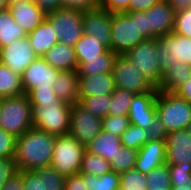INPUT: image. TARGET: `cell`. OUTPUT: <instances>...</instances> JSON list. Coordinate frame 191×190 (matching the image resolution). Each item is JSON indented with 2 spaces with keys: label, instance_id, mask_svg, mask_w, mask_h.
Instances as JSON below:
<instances>
[{
  "label": "cell",
  "instance_id": "cell-1",
  "mask_svg": "<svg viewBox=\"0 0 191 190\" xmlns=\"http://www.w3.org/2000/svg\"><path fill=\"white\" fill-rule=\"evenodd\" d=\"M56 136L31 128L16 137L14 159L19 171H33L50 166Z\"/></svg>",
  "mask_w": 191,
  "mask_h": 190
},
{
  "label": "cell",
  "instance_id": "cell-2",
  "mask_svg": "<svg viewBox=\"0 0 191 190\" xmlns=\"http://www.w3.org/2000/svg\"><path fill=\"white\" fill-rule=\"evenodd\" d=\"M156 118L160 135L184 130L191 121V103L178 97L175 93L158 90Z\"/></svg>",
  "mask_w": 191,
  "mask_h": 190
},
{
  "label": "cell",
  "instance_id": "cell-3",
  "mask_svg": "<svg viewBox=\"0 0 191 190\" xmlns=\"http://www.w3.org/2000/svg\"><path fill=\"white\" fill-rule=\"evenodd\" d=\"M0 127L15 137L32 128V107L28 94L0 98Z\"/></svg>",
  "mask_w": 191,
  "mask_h": 190
},
{
  "label": "cell",
  "instance_id": "cell-4",
  "mask_svg": "<svg viewBox=\"0 0 191 190\" xmlns=\"http://www.w3.org/2000/svg\"><path fill=\"white\" fill-rule=\"evenodd\" d=\"M85 145L69 133L56 136L50 166L67 178L79 174L82 166Z\"/></svg>",
  "mask_w": 191,
  "mask_h": 190
},
{
  "label": "cell",
  "instance_id": "cell-5",
  "mask_svg": "<svg viewBox=\"0 0 191 190\" xmlns=\"http://www.w3.org/2000/svg\"><path fill=\"white\" fill-rule=\"evenodd\" d=\"M32 128L58 136L69 131L72 105L64 101L56 104H31Z\"/></svg>",
  "mask_w": 191,
  "mask_h": 190
},
{
  "label": "cell",
  "instance_id": "cell-6",
  "mask_svg": "<svg viewBox=\"0 0 191 190\" xmlns=\"http://www.w3.org/2000/svg\"><path fill=\"white\" fill-rule=\"evenodd\" d=\"M146 39L138 30L137 11L112 13L110 50L124 55Z\"/></svg>",
  "mask_w": 191,
  "mask_h": 190
},
{
  "label": "cell",
  "instance_id": "cell-7",
  "mask_svg": "<svg viewBox=\"0 0 191 190\" xmlns=\"http://www.w3.org/2000/svg\"><path fill=\"white\" fill-rule=\"evenodd\" d=\"M158 63L162 75L178 61L191 65V38L174 32L157 39Z\"/></svg>",
  "mask_w": 191,
  "mask_h": 190
},
{
  "label": "cell",
  "instance_id": "cell-8",
  "mask_svg": "<svg viewBox=\"0 0 191 190\" xmlns=\"http://www.w3.org/2000/svg\"><path fill=\"white\" fill-rule=\"evenodd\" d=\"M60 43L74 46L83 34V11L80 9L61 8L46 14Z\"/></svg>",
  "mask_w": 191,
  "mask_h": 190
},
{
  "label": "cell",
  "instance_id": "cell-9",
  "mask_svg": "<svg viewBox=\"0 0 191 190\" xmlns=\"http://www.w3.org/2000/svg\"><path fill=\"white\" fill-rule=\"evenodd\" d=\"M132 64L150 80L157 88L161 84L162 73L158 63V48L156 39H146L126 54Z\"/></svg>",
  "mask_w": 191,
  "mask_h": 190
},
{
  "label": "cell",
  "instance_id": "cell-10",
  "mask_svg": "<svg viewBox=\"0 0 191 190\" xmlns=\"http://www.w3.org/2000/svg\"><path fill=\"white\" fill-rule=\"evenodd\" d=\"M115 86L135 94L153 91L156 86L125 55H117L112 68Z\"/></svg>",
  "mask_w": 191,
  "mask_h": 190
},
{
  "label": "cell",
  "instance_id": "cell-11",
  "mask_svg": "<svg viewBox=\"0 0 191 190\" xmlns=\"http://www.w3.org/2000/svg\"><path fill=\"white\" fill-rule=\"evenodd\" d=\"M158 88L153 91L135 94L128 112L130 124L142 127L153 135H158L156 118V98Z\"/></svg>",
  "mask_w": 191,
  "mask_h": 190
},
{
  "label": "cell",
  "instance_id": "cell-12",
  "mask_svg": "<svg viewBox=\"0 0 191 190\" xmlns=\"http://www.w3.org/2000/svg\"><path fill=\"white\" fill-rule=\"evenodd\" d=\"M102 130L101 118L86 111L78 103L72 105L68 133L81 144L87 145Z\"/></svg>",
  "mask_w": 191,
  "mask_h": 190
},
{
  "label": "cell",
  "instance_id": "cell-13",
  "mask_svg": "<svg viewBox=\"0 0 191 190\" xmlns=\"http://www.w3.org/2000/svg\"><path fill=\"white\" fill-rule=\"evenodd\" d=\"M37 57L27 37L0 48V62L20 75Z\"/></svg>",
  "mask_w": 191,
  "mask_h": 190
},
{
  "label": "cell",
  "instance_id": "cell-14",
  "mask_svg": "<svg viewBox=\"0 0 191 190\" xmlns=\"http://www.w3.org/2000/svg\"><path fill=\"white\" fill-rule=\"evenodd\" d=\"M112 13L100 7L83 11V34L95 36L110 50Z\"/></svg>",
  "mask_w": 191,
  "mask_h": 190
},
{
  "label": "cell",
  "instance_id": "cell-15",
  "mask_svg": "<svg viewBox=\"0 0 191 190\" xmlns=\"http://www.w3.org/2000/svg\"><path fill=\"white\" fill-rule=\"evenodd\" d=\"M166 164V143L163 135H153L139 150L135 169L148 174L152 169Z\"/></svg>",
  "mask_w": 191,
  "mask_h": 190
},
{
  "label": "cell",
  "instance_id": "cell-16",
  "mask_svg": "<svg viewBox=\"0 0 191 190\" xmlns=\"http://www.w3.org/2000/svg\"><path fill=\"white\" fill-rule=\"evenodd\" d=\"M59 72L60 70L51 67L43 57H37L21 75L25 94L36 87H52Z\"/></svg>",
  "mask_w": 191,
  "mask_h": 190
},
{
  "label": "cell",
  "instance_id": "cell-17",
  "mask_svg": "<svg viewBox=\"0 0 191 190\" xmlns=\"http://www.w3.org/2000/svg\"><path fill=\"white\" fill-rule=\"evenodd\" d=\"M163 136L166 143V164H191V133L184 129Z\"/></svg>",
  "mask_w": 191,
  "mask_h": 190
},
{
  "label": "cell",
  "instance_id": "cell-18",
  "mask_svg": "<svg viewBox=\"0 0 191 190\" xmlns=\"http://www.w3.org/2000/svg\"><path fill=\"white\" fill-rule=\"evenodd\" d=\"M146 12L149 14L151 39H157L173 32L175 12L166 0H160Z\"/></svg>",
  "mask_w": 191,
  "mask_h": 190
},
{
  "label": "cell",
  "instance_id": "cell-19",
  "mask_svg": "<svg viewBox=\"0 0 191 190\" xmlns=\"http://www.w3.org/2000/svg\"><path fill=\"white\" fill-rule=\"evenodd\" d=\"M9 11L15 22L28 34L39 26L46 14L34 3V1L16 2L9 6Z\"/></svg>",
  "mask_w": 191,
  "mask_h": 190
},
{
  "label": "cell",
  "instance_id": "cell-20",
  "mask_svg": "<svg viewBox=\"0 0 191 190\" xmlns=\"http://www.w3.org/2000/svg\"><path fill=\"white\" fill-rule=\"evenodd\" d=\"M115 88L112 72L79 77L78 97L110 95Z\"/></svg>",
  "mask_w": 191,
  "mask_h": 190
},
{
  "label": "cell",
  "instance_id": "cell-21",
  "mask_svg": "<svg viewBox=\"0 0 191 190\" xmlns=\"http://www.w3.org/2000/svg\"><path fill=\"white\" fill-rule=\"evenodd\" d=\"M42 57L51 67L60 71L77 70L78 68L74 46L57 42Z\"/></svg>",
  "mask_w": 191,
  "mask_h": 190
},
{
  "label": "cell",
  "instance_id": "cell-22",
  "mask_svg": "<svg viewBox=\"0 0 191 190\" xmlns=\"http://www.w3.org/2000/svg\"><path fill=\"white\" fill-rule=\"evenodd\" d=\"M78 84L77 70L60 71L52 87L60 101L74 105L79 100Z\"/></svg>",
  "mask_w": 191,
  "mask_h": 190
},
{
  "label": "cell",
  "instance_id": "cell-23",
  "mask_svg": "<svg viewBox=\"0 0 191 190\" xmlns=\"http://www.w3.org/2000/svg\"><path fill=\"white\" fill-rule=\"evenodd\" d=\"M27 39L32 47L33 52L42 57L48 50H50L57 42H59L57 35L51 23L45 19L32 32L27 34Z\"/></svg>",
  "mask_w": 191,
  "mask_h": 190
},
{
  "label": "cell",
  "instance_id": "cell-24",
  "mask_svg": "<svg viewBox=\"0 0 191 190\" xmlns=\"http://www.w3.org/2000/svg\"><path fill=\"white\" fill-rule=\"evenodd\" d=\"M121 146L120 136L102 129L91 142L85 145V149L87 152L103 157L110 163Z\"/></svg>",
  "mask_w": 191,
  "mask_h": 190
},
{
  "label": "cell",
  "instance_id": "cell-25",
  "mask_svg": "<svg viewBox=\"0 0 191 190\" xmlns=\"http://www.w3.org/2000/svg\"><path fill=\"white\" fill-rule=\"evenodd\" d=\"M74 51L79 66L88 60L101 59V55L105 54L108 49L95 36L82 34L74 45Z\"/></svg>",
  "mask_w": 191,
  "mask_h": 190
},
{
  "label": "cell",
  "instance_id": "cell-26",
  "mask_svg": "<svg viewBox=\"0 0 191 190\" xmlns=\"http://www.w3.org/2000/svg\"><path fill=\"white\" fill-rule=\"evenodd\" d=\"M191 77V65L181 63L180 61L171 66L162 77L158 90L174 93L179 87L185 84Z\"/></svg>",
  "mask_w": 191,
  "mask_h": 190
},
{
  "label": "cell",
  "instance_id": "cell-27",
  "mask_svg": "<svg viewBox=\"0 0 191 190\" xmlns=\"http://www.w3.org/2000/svg\"><path fill=\"white\" fill-rule=\"evenodd\" d=\"M27 37L25 30L15 22L9 9L0 12V48Z\"/></svg>",
  "mask_w": 191,
  "mask_h": 190
},
{
  "label": "cell",
  "instance_id": "cell-28",
  "mask_svg": "<svg viewBox=\"0 0 191 190\" xmlns=\"http://www.w3.org/2000/svg\"><path fill=\"white\" fill-rule=\"evenodd\" d=\"M25 94L21 75L0 62V98Z\"/></svg>",
  "mask_w": 191,
  "mask_h": 190
},
{
  "label": "cell",
  "instance_id": "cell-29",
  "mask_svg": "<svg viewBox=\"0 0 191 190\" xmlns=\"http://www.w3.org/2000/svg\"><path fill=\"white\" fill-rule=\"evenodd\" d=\"M87 190H120L121 174L114 171L103 174L101 177L87 173H79Z\"/></svg>",
  "mask_w": 191,
  "mask_h": 190
},
{
  "label": "cell",
  "instance_id": "cell-30",
  "mask_svg": "<svg viewBox=\"0 0 191 190\" xmlns=\"http://www.w3.org/2000/svg\"><path fill=\"white\" fill-rule=\"evenodd\" d=\"M116 56V53L108 50L105 54L101 55V59L88 60L86 63H82L77 68L78 77L112 72Z\"/></svg>",
  "mask_w": 191,
  "mask_h": 190
},
{
  "label": "cell",
  "instance_id": "cell-31",
  "mask_svg": "<svg viewBox=\"0 0 191 190\" xmlns=\"http://www.w3.org/2000/svg\"><path fill=\"white\" fill-rule=\"evenodd\" d=\"M112 102L110 95H94L90 97H79L78 104L86 111H90L94 116L103 118L108 115L109 107Z\"/></svg>",
  "mask_w": 191,
  "mask_h": 190
},
{
  "label": "cell",
  "instance_id": "cell-32",
  "mask_svg": "<svg viewBox=\"0 0 191 190\" xmlns=\"http://www.w3.org/2000/svg\"><path fill=\"white\" fill-rule=\"evenodd\" d=\"M153 134L140 126L130 124L120 136L121 144L127 148L139 150Z\"/></svg>",
  "mask_w": 191,
  "mask_h": 190
},
{
  "label": "cell",
  "instance_id": "cell-33",
  "mask_svg": "<svg viewBox=\"0 0 191 190\" xmlns=\"http://www.w3.org/2000/svg\"><path fill=\"white\" fill-rule=\"evenodd\" d=\"M110 171L111 166L107 160L85 150L79 173H87L93 176L101 177L103 174Z\"/></svg>",
  "mask_w": 191,
  "mask_h": 190
},
{
  "label": "cell",
  "instance_id": "cell-34",
  "mask_svg": "<svg viewBox=\"0 0 191 190\" xmlns=\"http://www.w3.org/2000/svg\"><path fill=\"white\" fill-rule=\"evenodd\" d=\"M138 150L121 146L110 162L111 170L116 173H124L135 167Z\"/></svg>",
  "mask_w": 191,
  "mask_h": 190
},
{
  "label": "cell",
  "instance_id": "cell-35",
  "mask_svg": "<svg viewBox=\"0 0 191 190\" xmlns=\"http://www.w3.org/2000/svg\"><path fill=\"white\" fill-rule=\"evenodd\" d=\"M170 171L167 164L152 169L146 174L147 190H171Z\"/></svg>",
  "mask_w": 191,
  "mask_h": 190
},
{
  "label": "cell",
  "instance_id": "cell-36",
  "mask_svg": "<svg viewBox=\"0 0 191 190\" xmlns=\"http://www.w3.org/2000/svg\"><path fill=\"white\" fill-rule=\"evenodd\" d=\"M135 93L115 88V91L112 93V102L109 107L108 115L119 116V115H128L130 103L134 97Z\"/></svg>",
  "mask_w": 191,
  "mask_h": 190
},
{
  "label": "cell",
  "instance_id": "cell-37",
  "mask_svg": "<svg viewBox=\"0 0 191 190\" xmlns=\"http://www.w3.org/2000/svg\"><path fill=\"white\" fill-rule=\"evenodd\" d=\"M146 174L133 168L121 173L120 190H147Z\"/></svg>",
  "mask_w": 191,
  "mask_h": 190
},
{
  "label": "cell",
  "instance_id": "cell-38",
  "mask_svg": "<svg viewBox=\"0 0 191 190\" xmlns=\"http://www.w3.org/2000/svg\"><path fill=\"white\" fill-rule=\"evenodd\" d=\"M43 179L45 190H64L65 177L58 174L52 166H45L35 170Z\"/></svg>",
  "mask_w": 191,
  "mask_h": 190
},
{
  "label": "cell",
  "instance_id": "cell-39",
  "mask_svg": "<svg viewBox=\"0 0 191 190\" xmlns=\"http://www.w3.org/2000/svg\"><path fill=\"white\" fill-rule=\"evenodd\" d=\"M102 129L109 131L113 135L121 136L129 127L130 120L128 115L112 116L107 115L101 119Z\"/></svg>",
  "mask_w": 191,
  "mask_h": 190
},
{
  "label": "cell",
  "instance_id": "cell-40",
  "mask_svg": "<svg viewBox=\"0 0 191 190\" xmlns=\"http://www.w3.org/2000/svg\"><path fill=\"white\" fill-rule=\"evenodd\" d=\"M171 186H186L191 181V164L168 165Z\"/></svg>",
  "mask_w": 191,
  "mask_h": 190
},
{
  "label": "cell",
  "instance_id": "cell-41",
  "mask_svg": "<svg viewBox=\"0 0 191 190\" xmlns=\"http://www.w3.org/2000/svg\"><path fill=\"white\" fill-rule=\"evenodd\" d=\"M28 96L31 104H56L59 101L53 87H36L28 93Z\"/></svg>",
  "mask_w": 191,
  "mask_h": 190
},
{
  "label": "cell",
  "instance_id": "cell-42",
  "mask_svg": "<svg viewBox=\"0 0 191 190\" xmlns=\"http://www.w3.org/2000/svg\"><path fill=\"white\" fill-rule=\"evenodd\" d=\"M173 32L191 38V8L175 13Z\"/></svg>",
  "mask_w": 191,
  "mask_h": 190
},
{
  "label": "cell",
  "instance_id": "cell-43",
  "mask_svg": "<svg viewBox=\"0 0 191 190\" xmlns=\"http://www.w3.org/2000/svg\"><path fill=\"white\" fill-rule=\"evenodd\" d=\"M19 173L14 157L0 158V190L6 181Z\"/></svg>",
  "mask_w": 191,
  "mask_h": 190
},
{
  "label": "cell",
  "instance_id": "cell-44",
  "mask_svg": "<svg viewBox=\"0 0 191 190\" xmlns=\"http://www.w3.org/2000/svg\"><path fill=\"white\" fill-rule=\"evenodd\" d=\"M16 137L0 127V158L14 157Z\"/></svg>",
  "mask_w": 191,
  "mask_h": 190
},
{
  "label": "cell",
  "instance_id": "cell-45",
  "mask_svg": "<svg viewBox=\"0 0 191 190\" xmlns=\"http://www.w3.org/2000/svg\"><path fill=\"white\" fill-rule=\"evenodd\" d=\"M24 190H45L44 179L35 171H22Z\"/></svg>",
  "mask_w": 191,
  "mask_h": 190
},
{
  "label": "cell",
  "instance_id": "cell-46",
  "mask_svg": "<svg viewBox=\"0 0 191 190\" xmlns=\"http://www.w3.org/2000/svg\"><path fill=\"white\" fill-rule=\"evenodd\" d=\"M130 3V0H100L98 7L107 10L110 13L124 12Z\"/></svg>",
  "mask_w": 191,
  "mask_h": 190
},
{
  "label": "cell",
  "instance_id": "cell-47",
  "mask_svg": "<svg viewBox=\"0 0 191 190\" xmlns=\"http://www.w3.org/2000/svg\"><path fill=\"white\" fill-rule=\"evenodd\" d=\"M63 8L80 9L86 11L98 6L95 0H61Z\"/></svg>",
  "mask_w": 191,
  "mask_h": 190
},
{
  "label": "cell",
  "instance_id": "cell-48",
  "mask_svg": "<svg viewBox=\"0 0 191 190\" xmlns=\"http://www.w3.org/2000/svg\"><path fill=\"white\" fill-rule=\"evenodd\" d=\"M137 26L145 39H151V28H149V14L145 11H137Z\"/></svg>",
  "mask_w": 191,
  "mask_h": 190
},
{
  "label": "cell",
  "instance_id": "cell-49",
  "mask_svg": "<svg viewBox=\"0 0 191 190\" xmlns=\"http://www.w3.org/2000/svg\"><path fill=\"white\" fill-rule=\"evenodd\" d=\"M160 0H130L128 8L124 12L148 11Z\"/></svg>",
  "mask_w": 191,
  "mask_h": 190
},
{
  "label": "cell",
  "instance_id": "cell-50",
  "mask_svg": "<svg viewBox=\"0 0 191 190\" xmlns=\"http://www.w3.org/2000/svg\"><path fill=\"white\" fill-rule=\"evenodd\" d=\"M34 3L45 13H52L63 8L61 0H34Z\"/></svg>",
  "mask_w": 191,
  "mask_h": 190
},
{
  "label": "cell",
  "instance_id": "cell-51",
  "mask_svg": "<svg viewBox=\"0 0 191 190\" xmlns=\"http://www.w3.org/2000/svg\"><path fill=\"white\" fill-rule=\"evenodd\" d=\"M64 190H87L80 174L72 175L65 179Z\"/></svg>",
  "mask_w": 191,
  "mask_h": 190
},
{
  "label": "cell",
  "instance_id": "cell-52",
  "mask_svg": "<svg viewBox=\"0 0 191 190\" xmlns=\"http://www.w3.org/2000/svg\"><path fill=\"white\" fill-rule=\"evenodd\" d=\"M1 190H24L22 182V171L8 179Z\"/></svg>",
  "mask_w": 191,
  "mask_h": 190
},
{
  "label": "cell",
  "instance_id": "cell-53",
  "mask_svg": "<svg viewBox=\"0 0 191 190\" xmlns=\"http://www.w3.org/2000/svg\"><path fill=\"white\" fill-rule=\"evenodd\" d=\"M174 93L178 97L185 99L186 101L191 103V77L185 84L179 87Z\"/></svg>",
  "mask_w": 191,
  "mask_h": 190
},
{
  "label": "cell",
  "instance_id": "cell-54",
  "mask_svg": "<svg viewBox=\"0 0 191 190\" xmlns=\"http://www.w3.org/2000/svg\"><path fill=\"white\" fill-rule=\"evenodd\" d=\"M174 9V12H179L187 8H191V0H166Z\"/></svg>",
  "mask_w": 191,
  "mask_h": 190
},
{
  "label": "cell",
  "instance_id": "cell-55",
  "mask_svg": "<svg viewBox=\"0 0 191 190\" xmlns=\"http://www.w3.org/2000/svg\"><path fill=\"white\" fill-rule=\"evenodd\" d=\"M171 190H191V181L188 183L186 186H177V187H172Z\"/></svg>",
  "mask_w": 191,
  "mask_h": 190
},
{
  "label": "cell",
  "instance_id": "cell-56",
  "mask_svg": "<svg viewBox=\"0 0 191 190\" xmlns=\"http://www.w3.org/2000/svg\"><path fill=\"white\" fill-rule=\"evenodd\" d=\"M9 8L7 0H0V12Z\"/></svg>",
  "mask_w": 191,
  "mask_h": 190
},
{
  "label": "cell",
  "instance_id": "cell-57",
  "mask_svg": "<svg viewBox=\"0 0 191 190\" xmlns=\"http://www.w3.org/2000/svg\"><path fill=\"white\" fill-rule=\"evenodd\" d=\"M25 1H34V0H7V4L10 6L16 2H25Z\"/></svg>",
  "mask_w": 191,
  "mask_h": 190
},
{
  "label": "cell",
  "instance_id": "cell-58",
  "mask_svg": "<svg viewBox=\"0 0 191 190\" xmlns=\"http://www.w3.org/2000/svg\"><path fill=\"white\" fill-rule=\"evenodd\" d=\"M186 129L191 133V121L189 122V124H188Z\"/></svg>",
  "mask_w": 191,
  "mask_h": 190
}]
</instances>
